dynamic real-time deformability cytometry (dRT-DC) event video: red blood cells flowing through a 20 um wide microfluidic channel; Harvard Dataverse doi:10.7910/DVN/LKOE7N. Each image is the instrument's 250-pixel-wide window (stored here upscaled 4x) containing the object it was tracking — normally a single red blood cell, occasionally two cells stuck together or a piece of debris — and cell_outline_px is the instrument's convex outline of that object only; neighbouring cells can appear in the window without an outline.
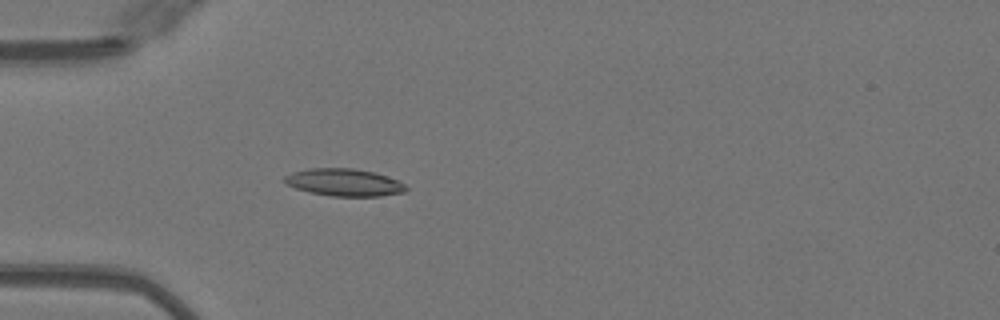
{"species": "Egyptian fruit bat (a non-hibernating species)", "species_latin": "Rousettus aegyptiacus", "temperature_condition": "warm", "stored_images_in_passage": 51, "camera_frame_rate_fps": 3000, "um_per_image_px": 0.085, "animal": {"sex": "female"}, "frame": {"image": 1, "passage_image": 16, "time_ms": 5.0, "image_size_px": [1000, 320], "cell_outline_px": [[408, 188], [404, 192], [380, 196], [332, 196], [308, 192], [296, 188], [288, 184], [284, 180], [284, 176], [292, 172], [308, 168], [352, 168], [372, 172], [396, 180], [404, 184]], "centroid_in_image_um": [29.22, 15.5], "position_along_channel_um": 55.8, "area_um2": 19.13}}
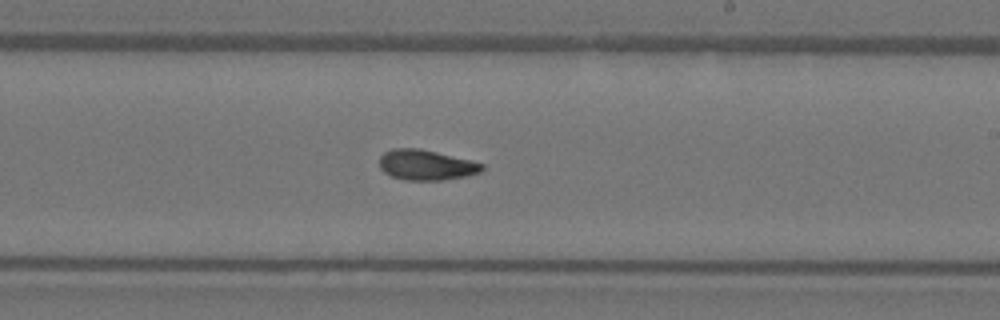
{"frame": {"image": 2, "passage_image": 31, "time_ms": 10.0, "image_size_px": [1000, 320], "cell_outline_px": [[484, 168], [480, 172], [468, 176], [444, 180], [404, 180], [392, 176], [384, 172], [380, 168], [380, 156], [384, 152], [392, 148], [420, 148], [484, 164]], "centroid_in_image_um": [36.2, 14.03], "position_along_channel_um": 252.8, "area_um2": 18.09}}
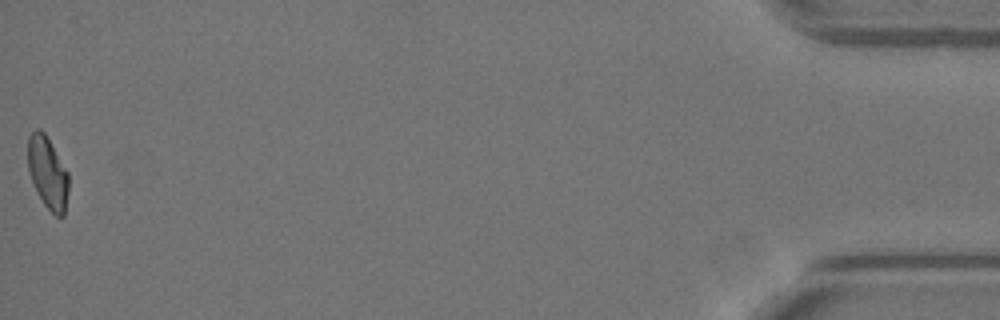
{"frame": {"image": 3, "passage_image": 51, "time_ms": 16.667, "image_size_px": [1000, 320], "cell_outline_px": [[68, 192], [64, 216], [56, 216], [44, 204], [32, 180], [28, 168], [28, 136], [36, 128], [40, 128], [44, 132], [68, 172]], "centroid_in_image_um": [4.06, 14.66], "position_along_channel_um": 431.1, "area_um2": 16.82}, "authors_computed_cell_mechanics": {"area_um2": 18.0914, "velocity_mm_per_s": 4.0888, "shape_relaxation_time_tau1_ms": null, "shape_relaxation_time_tau2_ms": 2.7379, "deformation_change_tau1": null, "deformation_change_tau2": 0.0886}}